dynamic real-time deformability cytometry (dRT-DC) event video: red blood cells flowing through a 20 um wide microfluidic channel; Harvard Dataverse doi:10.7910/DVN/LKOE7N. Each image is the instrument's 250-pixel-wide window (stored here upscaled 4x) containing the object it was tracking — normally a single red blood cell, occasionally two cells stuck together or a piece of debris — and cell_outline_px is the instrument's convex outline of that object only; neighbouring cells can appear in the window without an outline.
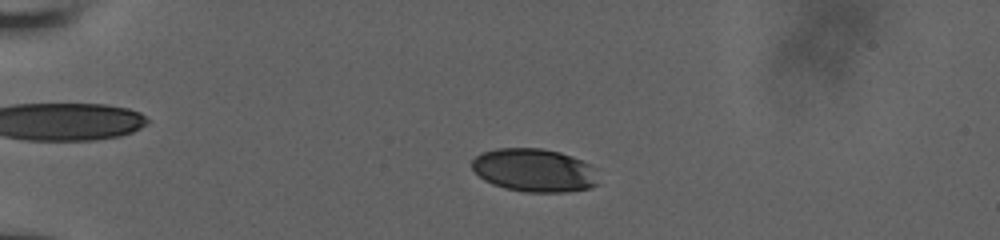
{"species": "human", "species_latin": "Homo sapiens", "temperature_condition": "room temperature", "stored_images_in_passage": 102, "camera_frame_rate_fps": 3000, "um_per_image_px": 0.085, "donor": {"sex": "male"}, "frame": {"image": 1, "passage_image": 22, "time_ms": 5.0, "image_size_px": [1000, 240], "cell_outline_px": [[600, 184], [588, 188], [564, 192], [524, 192], [504, 188], [492, 184], [484, 180], [472, 168], [472, 160], [480, 152], [496, 148], [540, 148], [560, 152], [572, 156], [592, 164], [596, 168]], "centroid_in_image_um": [45.45, 14.47], "position_along_channel_um": 39.6, "area_um2": 32.31}}
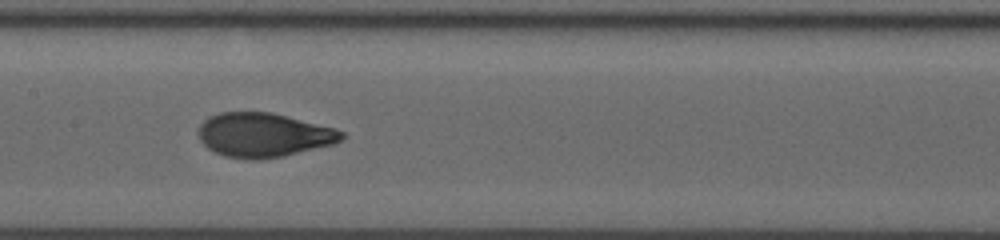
{"frame": {"image": 2, "passage_image": 56, "time_ms": 10.333, "image_size_px": [1000, 240], "cell_outline_px": [[348, 136], [332, 144], [284, 156], [256, 160], [252, 160], [224, 156], [208, 148], [200, 140], [200, 124], [208, 116], [220, 112], [272, 112], [336, 128], [344, 132]], "centroid_in_image_um": [22.43, 11.47], "position_along_channel_um": 185.0, "area_um2": 36.88}}
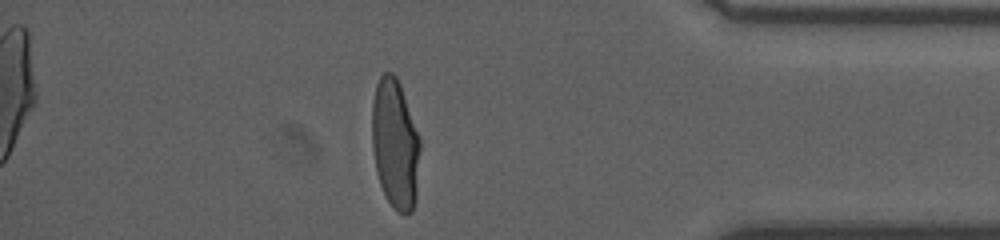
{"frame": {"image": 3, "passage_image": 87, "time_ms": 16.667, "image_size_px": [1000, 240], "cell_outline_px": [[420, 148], [416, 200], [412, 212], [404, 216], [396, 212], [384, 196], [376, 172], [372, 148], [372, 100], [376, 84], [380, 76], [384, 72], [392, 72], [396, 76], [400, 84], [420, 136]], "centroid_in_image_um": [33.59, 12.27], "position_along_channel_um": 401.6, "area_um2": 37.05}, "authors_computed_cell_mechanics": {"area_um2": 36.2406, "velocity_mm_per_s": 3.8354, "shape_relaxation_time_tau1_ms": 4.1569, "shape_relaxation_time_tau2_ms": null, "deformation_change_tau1": 0.1926, "deformation_change_tau2": null}}